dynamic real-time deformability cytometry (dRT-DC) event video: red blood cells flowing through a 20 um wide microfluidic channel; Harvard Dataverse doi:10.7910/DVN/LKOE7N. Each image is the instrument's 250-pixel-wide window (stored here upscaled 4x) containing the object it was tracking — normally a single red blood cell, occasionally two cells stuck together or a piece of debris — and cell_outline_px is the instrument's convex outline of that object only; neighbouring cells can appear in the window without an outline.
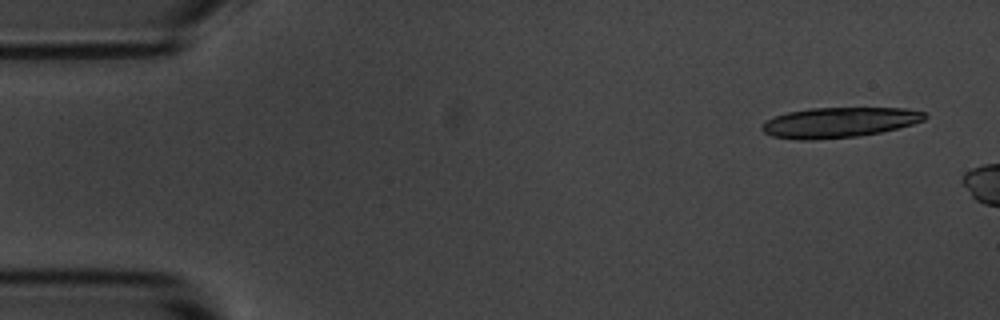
{"species": "common noctule bat (a hibernating species)", "species_latin": "Nyctalus noctula", "temperature_condition": "room temperature", "stored_images_in_passage": 3, "camera_frame_rate_fps": 3000, "um_per_image_px": 0.085, "animal": {"sex": "male", "body_mass_g": 20.1, "forearm_length_mm": 53.5}, "frame": {"image": 1, "passage_image": 1, "time_ms": 0.0, "image_size_px": [1000, 320], "cell_outline_px": [[928, 116], [924, 120], [912, 124], [880, 132], [856, 136], [812, 140], [800, 140], [772, 136], [764, 132], [760, 128], [760, 124], [764, 120], [788, 112], [808, 108], [904, 108], [924, 112]], "centroid_in_image_um": [71.27, 10.4], "position_along_channel_um": 13.7, "area_um2": 28.61}}